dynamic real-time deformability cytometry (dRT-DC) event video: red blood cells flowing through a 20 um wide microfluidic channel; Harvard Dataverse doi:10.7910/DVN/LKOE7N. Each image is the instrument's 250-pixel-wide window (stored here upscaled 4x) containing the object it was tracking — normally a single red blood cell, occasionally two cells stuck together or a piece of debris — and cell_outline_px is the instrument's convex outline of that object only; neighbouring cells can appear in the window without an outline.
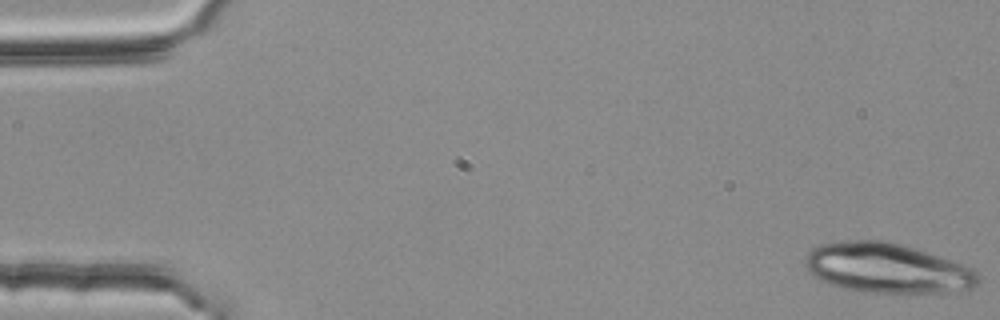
{"species": "common noctule bat (a hibernating species)", "species_latin": "Nyctalus noctula", "temperature_condition": "room temperature", "stored_images_in_passage": 18, "camera_frame_rate_fps": 3000, "um_per_image_px": 0.085, "animal": {"sex": "female", "body_mass_g": 25.1}, "frame": {"image": 1, "passage_image": 1, "time_ms": 0.0, "image_size_px": [1000, 320], "cell_outline_px": [[980, 280], [972, 288], [948, 292], [908, 296], [872, 292], [844, 288], [820, 280], [804, 264], [804, 256], [812, 248], [820, 244], [848, 240], [888, 240], [904, 244], [964, 264], [972, 268], [980, 276]], "centroid_in_image_um": [75.46, 22.81], "position_along_channel_um": 9.5, "area_um2": 51.21}}